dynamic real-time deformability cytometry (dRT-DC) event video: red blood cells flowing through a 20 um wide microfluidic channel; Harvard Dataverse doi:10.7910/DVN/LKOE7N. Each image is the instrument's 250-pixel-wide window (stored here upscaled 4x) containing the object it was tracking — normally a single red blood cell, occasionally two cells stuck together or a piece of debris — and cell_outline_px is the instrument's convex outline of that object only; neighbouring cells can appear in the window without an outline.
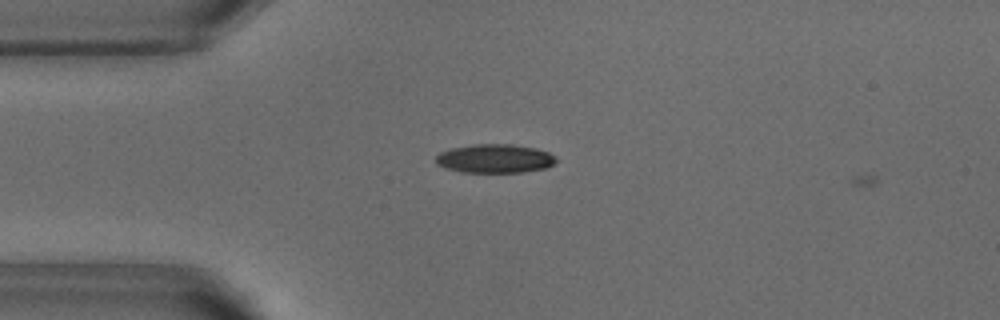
{"species": "common noctule bat (a hibernating species)", "species_latin": "Nyctalus noctula", "temperature_condition": "warm", "stored_images_in_passage": 5, "camera_frame_rate_fps": 3000, "um_per_image_px": 0.085, "animal": {"sex": "male", "body_mass_g": 18.8}, "frame": {"image": 1, "passage_image": 4, "time_ms": 1.0, "image_size_px": [1000, 320], "cell_outline_px": [[556, 160], [548, 168], [524, 172], [460, 172], [444, 168], [436, 164], [436, 156], [440, 152], [452, 148], [472, 144], [512, 144], [536, 148], [548, 152], [556, 156]], "centroid_in_image_um": [42.06, 13.48], "position_along_channel_um": 42.9, "area_um2": 20.35}}